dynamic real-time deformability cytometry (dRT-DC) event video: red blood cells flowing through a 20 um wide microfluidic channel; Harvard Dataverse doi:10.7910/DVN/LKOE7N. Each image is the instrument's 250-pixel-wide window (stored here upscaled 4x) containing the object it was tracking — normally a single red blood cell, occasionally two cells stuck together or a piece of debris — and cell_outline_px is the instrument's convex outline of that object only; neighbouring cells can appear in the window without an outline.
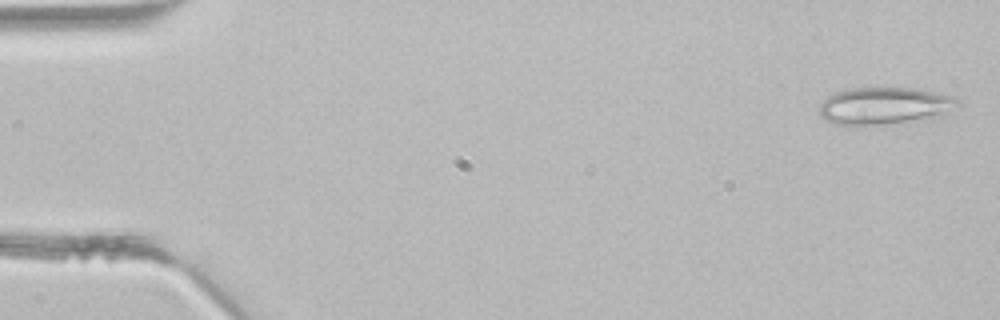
{"species": "common noctule bat (a hibernating species)", "species_latin": "Nyctalus noctula", "temperature_condition": "room temperature", "stored_images_in_passage": 3, "camera_frame_rate_fps": 3000, "um_per_image_px": 0.085, "animal": {"sex": "male", "body_mass_g": 21.5, "forearm_length_mm": 52.0}, "frame": {"image": 1, "passage_image": 1, "time_ms": 0.0, "image_size_px": [1000, 320], "cell_outline_px": [[960, 104], [940, 116], [932, 120], [856, 128], [836, 124], [820, 116], [820, 104], [828, 96], [836, 92], [852, 88], [916, 88], [952, 96], [960, 100]], "centroid_in_image_um": [75.2, 9.05], "position_along_channel_um": 9.8, "area_um2": 30.98}}